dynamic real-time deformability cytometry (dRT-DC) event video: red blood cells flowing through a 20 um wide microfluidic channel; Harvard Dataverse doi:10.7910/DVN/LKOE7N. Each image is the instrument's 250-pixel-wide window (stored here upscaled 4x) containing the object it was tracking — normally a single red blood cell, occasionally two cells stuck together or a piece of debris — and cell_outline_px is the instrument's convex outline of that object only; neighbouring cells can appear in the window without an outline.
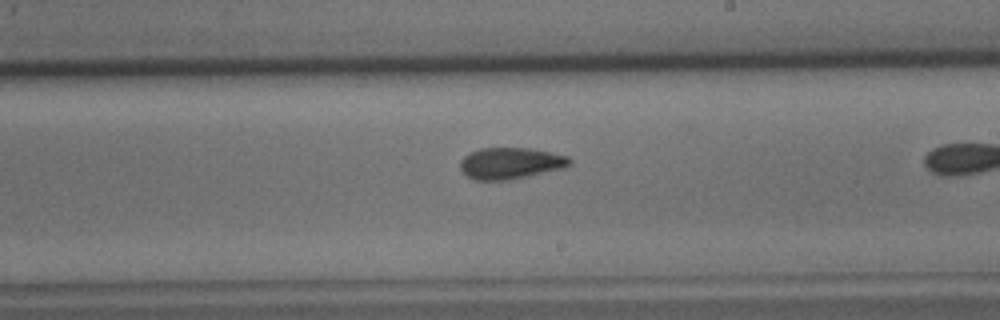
{"species": "common noctule bat (a hibernating species)", "species_latin": "Nyctalus noctula", "temperature_condition": "cold", "stored_images_in_passage": 19, "camera_frame_rate_fps": 3000, "um_per_image_px": 0.085, "animal": {"sex": "male", "body_mass_g": 15.6}, "frame": {"image": 1, "passage_image": 14, "time_ms": 4.333, "image_size_px": [1000, 320], "cell_outline_px": [[572, 164], [564, 168], [512, 180], [476, 180], [468, 176], [460, 168], [460, 160], [468, 152], [480, 148], [528, 148], [568, 156], [572, 160]], "centroid_in_image_um": [43.4, 13.88], "position_along_channel_um": 245.6, "area_um2": 20.17}}